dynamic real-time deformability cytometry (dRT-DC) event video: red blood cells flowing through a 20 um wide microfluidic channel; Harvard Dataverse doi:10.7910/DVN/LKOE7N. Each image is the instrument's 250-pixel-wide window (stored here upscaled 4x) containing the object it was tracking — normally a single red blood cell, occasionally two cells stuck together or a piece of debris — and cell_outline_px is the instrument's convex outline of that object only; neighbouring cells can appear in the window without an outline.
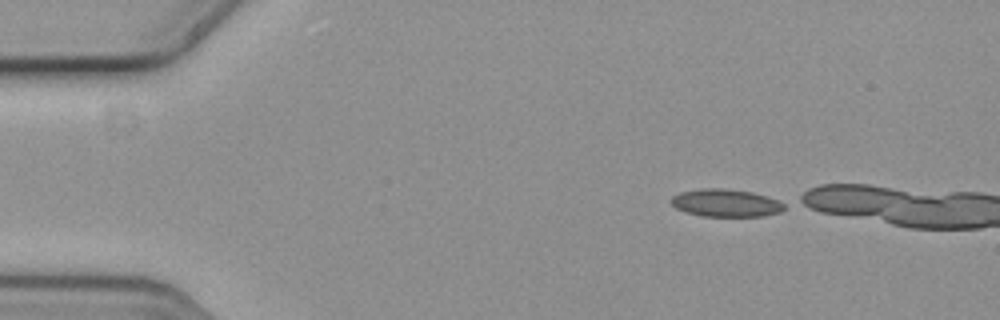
{"species": "common noctule bat (a hibernating species)", "species_latin": "Nyctalus noctula", "temperature_condition": "cold", "stored_images_in_passage": 6, "camera_frame_rate_fps": 3000, "um_per_image_px": 0.085, "animal": {"sex": "female", "body_mass_g": 19.3, "forearm_length_mm": 54.1}, "frame": {"image": 1, "passage_image": 1, "time_ms": 0.0, "image_size_px": [1000, 320], "cell_outline_px": [[784, 208], [780, 212], [764, 216], [700, 216], [684, 212], [676, 208], [672, 204], [672, 196], [680, 192], [704, 188], [720, 188], [752, 192], [776, 200], [784, 204]], "centroid_in_image_um": [61.65, 17.26], "position_along_channel_um": 23.3, "area_um2": 18.03}}